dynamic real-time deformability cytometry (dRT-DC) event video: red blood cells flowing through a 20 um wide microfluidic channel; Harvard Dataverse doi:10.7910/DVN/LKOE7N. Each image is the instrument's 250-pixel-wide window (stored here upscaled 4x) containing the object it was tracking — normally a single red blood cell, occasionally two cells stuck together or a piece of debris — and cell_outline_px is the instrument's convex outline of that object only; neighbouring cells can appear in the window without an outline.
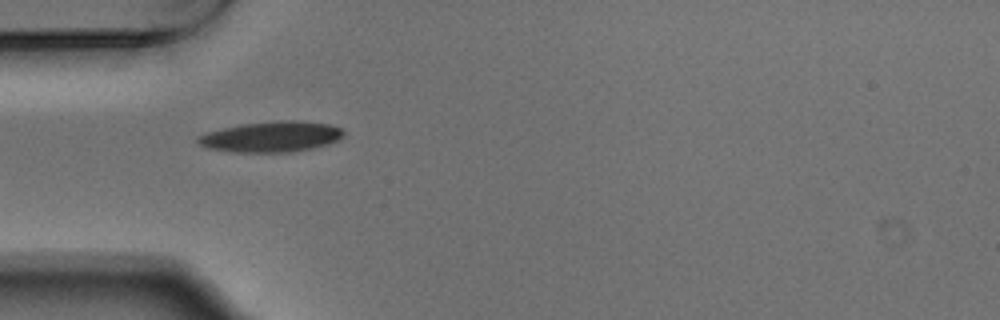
{"species": "Egyptian fruit bat (a non-hibernating species)", "species_latin": "Rousettus aegyptiacus", "temperature_condition": "warm", "stored_images_in_passage": 39, "camera_frame_rate_fps": 3000, "um_per_image_px": 0.085, "animal": {"sex": "male"}, "frame": {"image": 1, "passage_image": 1, "time_ms": 0.0, "image_size_px": [1000, 320], "cell_outline_px": [[344, 136], [340, 140], [328, 144], [312, 148], [292, 152], [236, 152], [208, 148], [200, 144], [196, 140], [200, 136], [208, 132], [240, 124], [280, 120], [296, 120], [328, 124], [340, 128], [344, 132]], "centroid_in_image_um": [23.11, 11.62], "position_along_channel_um": 61.9, "area_um2": 25.89}}
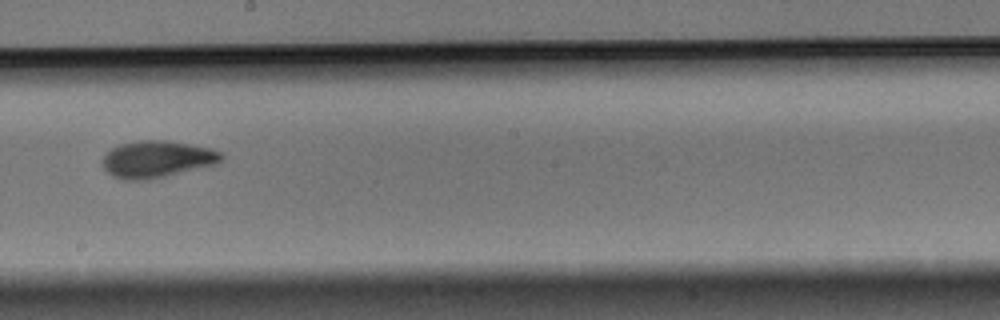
{"frame": {"image": 2, "passage_image": 15, "time_ms": 4.667, "image_size_px": [1000, 320], "cell_outline_px": [[224, 160], [216, 164], [152, 180], [124, 180], [112, 176], [104, 168], [100, 160], [112, 148], [120, 144], [140, 140], [168, 140], [208, 148], [220, 152], [224, 156]], "centroid_in_image_um": [13.33, 13.54], "position_along_channel_um": 234.9, "area_um2": 25.72}}
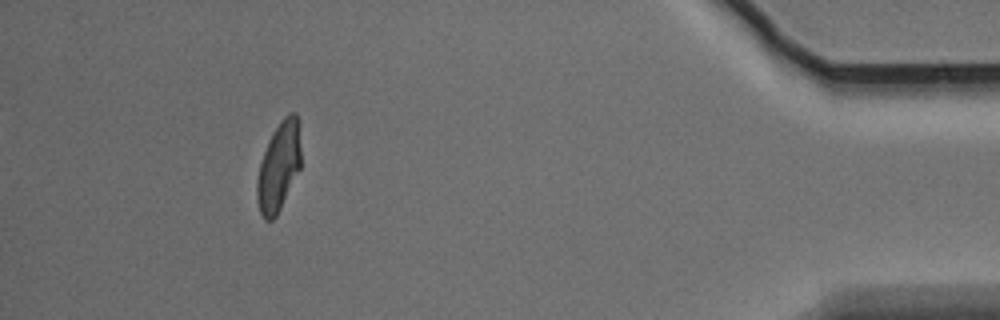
{"frame": {"image": 3, "passage_image": 34, "time_ms": 11.0, "image_size_px": [1000, 320], "cell_outline_px": [[300, 168], [276, 216], [272, 220], [264, 220], [260, 212], [256, 196], [256, 184], [260, 164], [264, 152], [272, 132], [284, 116], [288, 112], [296, 112], [300, 120]], "centroid_in_image_um": [23.71, 14.11], "position_along_channel_um": 411.5, "area_um2": 22.77}, "authors_computed_cell_mechanics": {"area_um2": 24.3338, "velocity_mm_per_s": 3.7272, "shape_relaxation_time_tau1_ms": 3.8066, "shape_relaxation_time_tau2_ms": 2.8961, "deformation_change_tau1": 0.1638, "deformation_change_tau2": 0.0816}}